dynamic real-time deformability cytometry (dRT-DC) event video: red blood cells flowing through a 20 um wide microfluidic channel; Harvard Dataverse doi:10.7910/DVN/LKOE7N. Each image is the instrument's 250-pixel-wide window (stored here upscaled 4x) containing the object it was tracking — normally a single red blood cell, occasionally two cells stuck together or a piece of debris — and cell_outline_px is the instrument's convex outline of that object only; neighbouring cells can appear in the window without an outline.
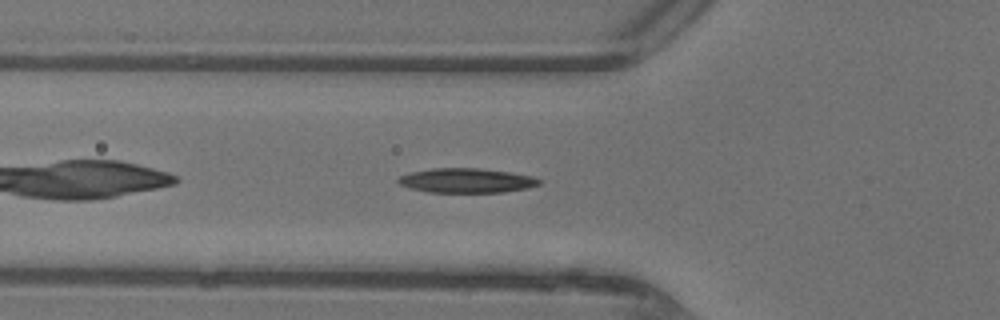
{"species": "common noctule bat (a hibernating species)", "species_latin": "Nyctalus noctula", "temperature_condition": "warm", "stored_images_in_passage": 34, "camera_frame_rate_fps": 3000, "um_per_image_px": 0.085, "animal": {"sex": "female"}, "frame": {"image": 1, "passage_image": 4, "time_ms": 1.0, "image_size_px": [1000, 320], "cell_outline_px": [[540, 184], [528, 188], [504, 192], [428, 192], [412, 188], [400, 184], [396, 180], [400, 176], [412, 172], [432, 168], [476, 168], [508, 172], [532, 176], [540, 180]], "centroid_in_image_um": [39.65, 15.34], "position_along_channel_um": 86.1, "area_um2": 19.88}}
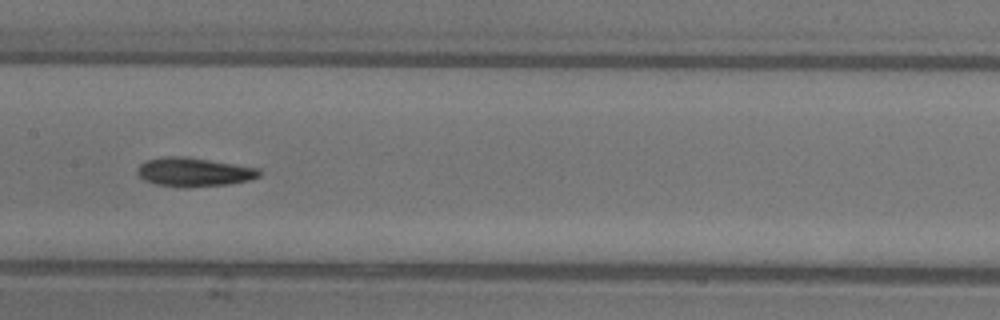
{"frame": {"image": 2, "passage_image": 11, "time_ms": 3.333, "image_size_px": [1000, 320], "cell_outline_px": [[260, 176], [252, 180], [228, 184], [188, 188], [180, 188], [156, 184], [144, 180], [136, 172], [140, 164], [148, 160], [168, 156], [184, 156], [260, 168]], "centroid_in_image_um": [16.5, 14.64], "position_along_channel_um": 190.9, "area_um2": 20.63}}
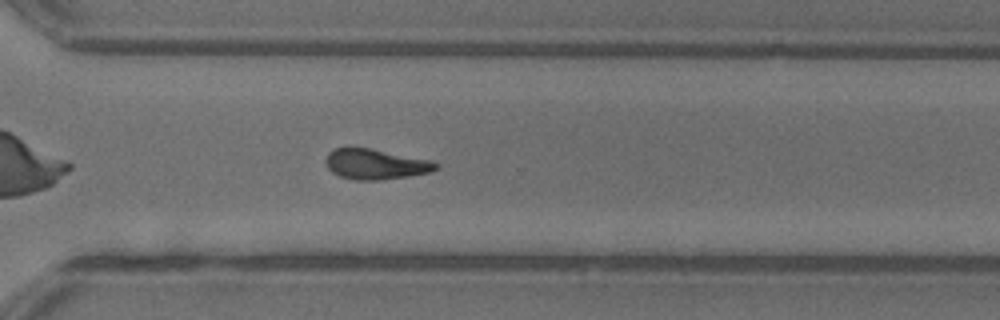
{"frame": {"image": 3, "passage_image": 21, "time_ms": 6.667, "image_size_px": [1000, 320], "cell_outline_px": [[440, 164], [432, 172], [408, 176], [380, 180], [356, 180], [340, 176], [332, 172], [328, 168], [324, 160], [328, 152], [336, 148], [368, 148], [432, 160]], "centroid_in_image_um": [31.93, 13.96], "position_along_channel_um": 338.7, "area_um2": 19.42}}